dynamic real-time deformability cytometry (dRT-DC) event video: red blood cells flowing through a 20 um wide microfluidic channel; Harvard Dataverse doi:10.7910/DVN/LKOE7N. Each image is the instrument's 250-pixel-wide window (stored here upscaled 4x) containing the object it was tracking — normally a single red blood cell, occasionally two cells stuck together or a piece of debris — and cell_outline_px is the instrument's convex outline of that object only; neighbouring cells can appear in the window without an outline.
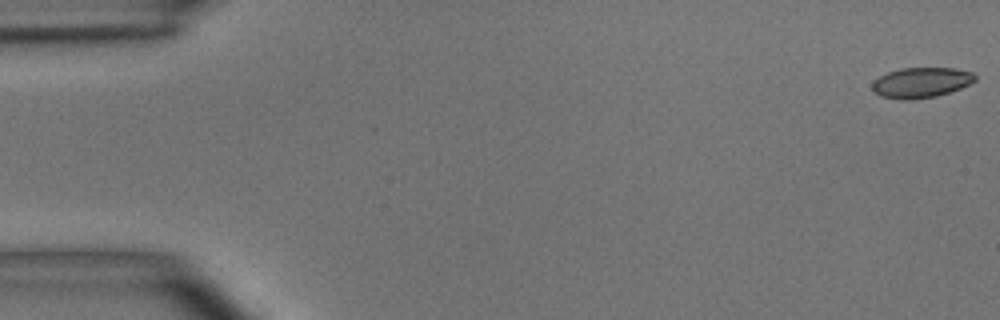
{"species": "common noctule bat (a hibernating species)", "species_latin": "Nyctalus noctula", "temperature_condition": "room temperature", "stored_images_in_passage": 53, "camera_frame_rate_fps": 3000, "um_per_image_px": 0.085, "animal": {"sex": "male", "body_mass_g": 15.6}, "frame": {"image": 1, "passage_image": 1, "time_ms": 0.0, "image_size_px": [1000, 320], "cell_outline_px": [[976, 80], [960, 88], [936, 96], [908, 100], [900, 100], [880, 96], [872, 92], [872, 80], [888, 72], [900, 68], [956, 68], [972, 72], [976, 76]], "centroid_in_image_um": [78.25, 7.02], "position_along_channel_um": 6.8, "area_um2": 18.26}}
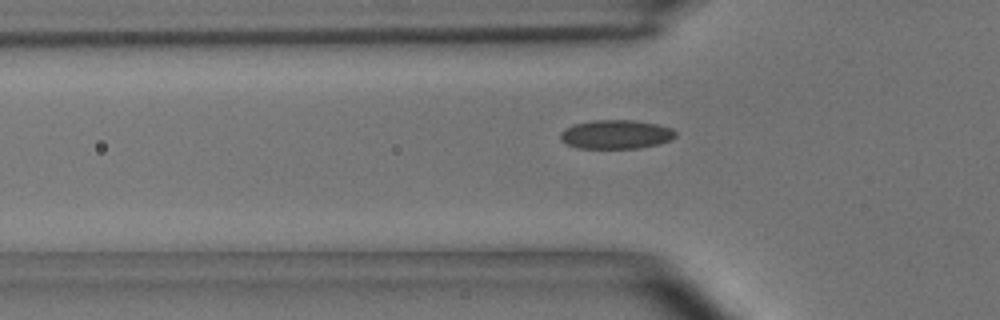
{"frame": {"image": 2, "passage_image": 18, "time_ms": 5.667, "image_size_px": [1000, 320], "cell_outline_px": [[676, 136], [672, 140], [660, 144], [640, 148], [580, 148], [568, 144], [560, 140], [560, 132], [564, 128], [572, 124], [592, 120], [636, 120], [660, 124], [672, 128], [676, 132]], "centroid_in_image_um": [52.39, 11.41], "position_along_channel_um": 73.4, "area_um2": 19.77}}
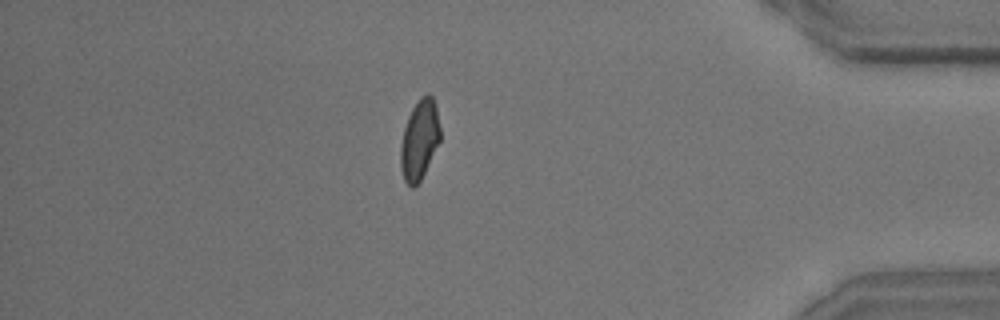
{"frame": {"image": 3, "passage_image": 48, "time_ms": 15.667, "image_size_px": [1000, 320], "cell_outline_px": [[440, 140], [420, 180], [412, 188], [404, 180], [400, 168], [400, 144], [404, 128], [408, 116], [412, 108], [420, 96], [428, 92], [432, 96], [436, 108], [440, 128]], "centroid_in_image_um": [35.64, 11.85], "position_along_channel_um": 399.6, "area_um2": 18.32}, "authors_computed_cell_mechanics": {"area_um2": 18.9006, "velocity_mm_per_s": 3.6288, "shape_relaxation_time_tau1_ms": 4.4275, "shape_relaxation_time_tau2_ms": 1.0819, "deformation_change_tau1": 0.1115, "deformation_change_tau2": 0.0696}}